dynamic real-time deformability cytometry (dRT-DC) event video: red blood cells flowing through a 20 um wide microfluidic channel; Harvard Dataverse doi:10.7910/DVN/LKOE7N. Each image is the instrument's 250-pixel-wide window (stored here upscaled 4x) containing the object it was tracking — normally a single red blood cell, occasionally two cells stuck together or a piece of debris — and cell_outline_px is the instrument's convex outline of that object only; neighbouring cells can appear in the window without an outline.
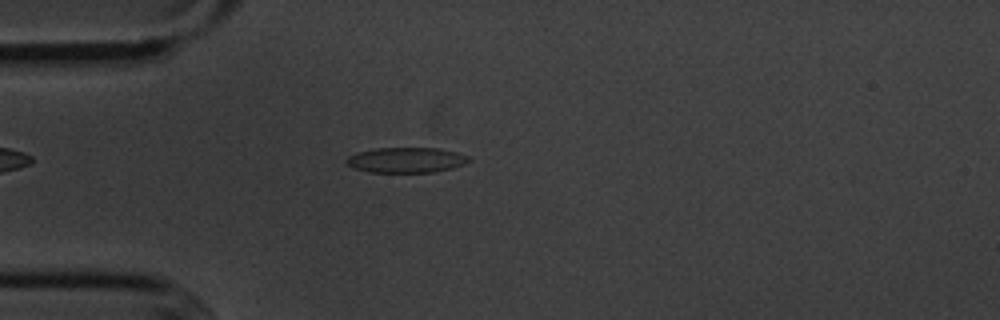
{"species": "common noctule bat (a hibernating species)", "species_latin": "Nyctalus noctula", "temperature_condition": "cold", "stored_images_in_passage": 3, "camera_frame_rate_fps": 3000, "um_per_image_px": 0.085, "animal": {"sex": "male", "body_mass_g": 20.1, "forearm_length_mm": 53.5}, "frame": {"image": 1, "passage_image": 1, "time_ms": 0.0, "image_size_px": [1000, 320], "cell_outline_px": [[472, 160], [464, 164], [452, 168], [436, 172], [368, 172], [344, 164], [344, 160], [348, 156], [360, 152], [376, 148], [440, 148], [456, 152], [468, 156]], "centroid_in_image_um": [34.53, 13.6], "position_along_channel_um": 50.5, "area_um2": 18.09}}
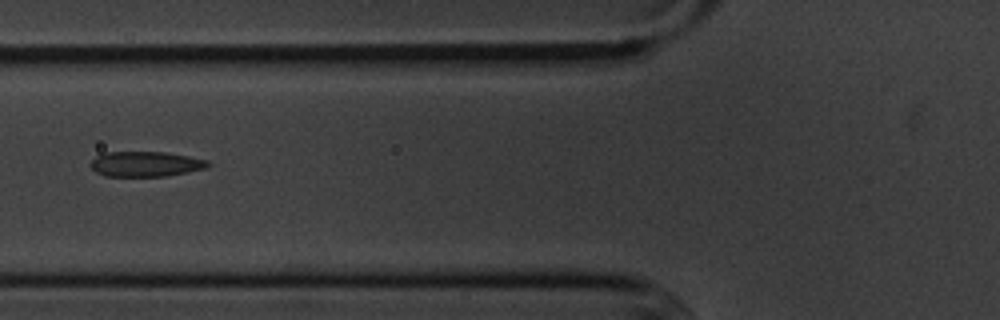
{"frame": {"image": 2, "passage_image": 3, "time_ms": 2.0, "image_size_px": [1000, 320], "cell_outline_px": [[212, 164], [204, 168], [188, 172], [164, 176], [104, 176], [96, 172], [88, 164], [96, 156], [104, 152], [164, 152], [188, 156], [208, 160]], "centroid_in_image_um": [12.35, 13.94], "position_along_channel_um": 113.4, "area_um2": 17.22}}